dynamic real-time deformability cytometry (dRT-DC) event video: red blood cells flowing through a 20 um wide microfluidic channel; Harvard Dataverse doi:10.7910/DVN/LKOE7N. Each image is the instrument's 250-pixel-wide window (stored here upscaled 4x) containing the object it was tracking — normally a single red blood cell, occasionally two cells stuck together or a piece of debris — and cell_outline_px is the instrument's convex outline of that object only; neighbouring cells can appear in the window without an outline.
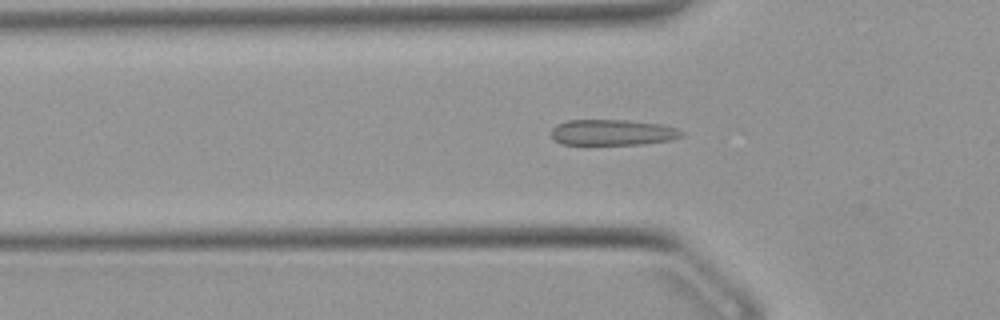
{"species": "Egyptian fruit bat (a non-hibernating species)", "species_latin": "Rousettus aegyptiacus", "temperature_condition": "warm", "stored_images_in_passage": 46, "camera_frame_rate_fps": 3000, "um_per_image_px": 0.085, "animal": {"sex": "female"}, "frame": {"image": 1, "passage_image": 16, "time_ms": 5.0, "image_size_px": [1000, 320], "cell_outline_px": [[684, 136], [672, 140], [644, 144], [560, 144], [552, 136], [552, 128], [556, 124], [568, 120], [628, 120], [660, 124], [676, 128], [684, 132]], "centroid_in_image_um": [52.1, 11.25], "position_along_channel_um": 73.7, "area_um2": 19.65}}
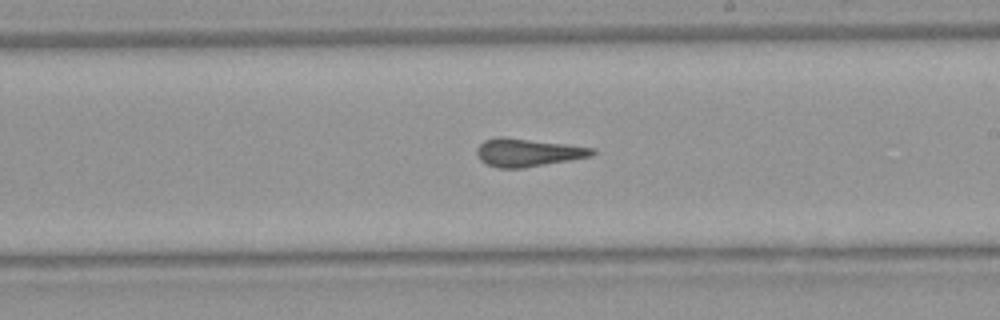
{"frame": {"image": 2, "passage_image": 29, "time_ms": 9.333, "image_size_px": [1000, 320], "cell_outline_px": [[596, 152], [592, 156], [524, 168], [500, 168], [488, 164], [480, 160], [476, 152], [476, 148], [484, 140], [496, 136], [504, 136], [568, 144], [596, 148]], "centroid_in_image_um": [44.86, 12.94], "position_along_channel_um": 244.1, "area_um2": 19.02}}
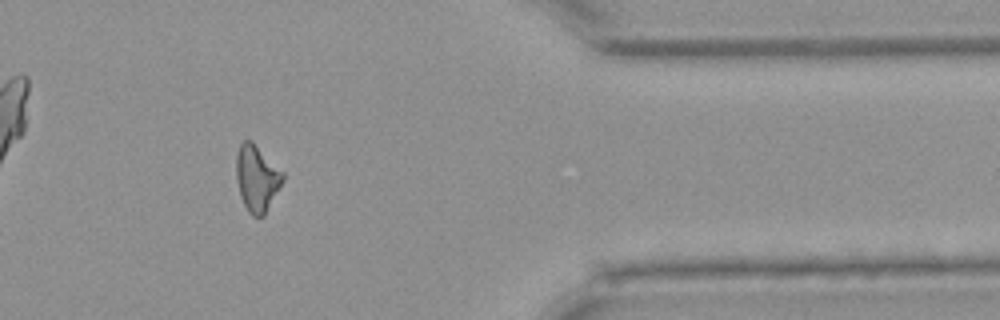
{"frame": {"image": 3, "passage_image": 42, "time_ms": 13.667, "image_size_px": [1000, 320], "cell_outline_px": [[284, 180], [264, 216], [252, 216], [248, 212], [240, 196], [236, 180], [236, 156], [240, 144], [244, 140], [252, 140], [284, 172]], "centroid_in_image_um": [21.84, 15.14], "position_along_channel_um": 389.6, "area_um2": 18.15}, "authors_computed_cell_mechanics": {"area_um2": 19.0162, "velocity_mm_per_s": 3.9251, "shape_relaxation_time_tau1_ms": null, "shape_relaxation_time_tau2_ms": 1.6973, "deformation_change_tau1": null, "deformation_change_tau2": 0.1116}}